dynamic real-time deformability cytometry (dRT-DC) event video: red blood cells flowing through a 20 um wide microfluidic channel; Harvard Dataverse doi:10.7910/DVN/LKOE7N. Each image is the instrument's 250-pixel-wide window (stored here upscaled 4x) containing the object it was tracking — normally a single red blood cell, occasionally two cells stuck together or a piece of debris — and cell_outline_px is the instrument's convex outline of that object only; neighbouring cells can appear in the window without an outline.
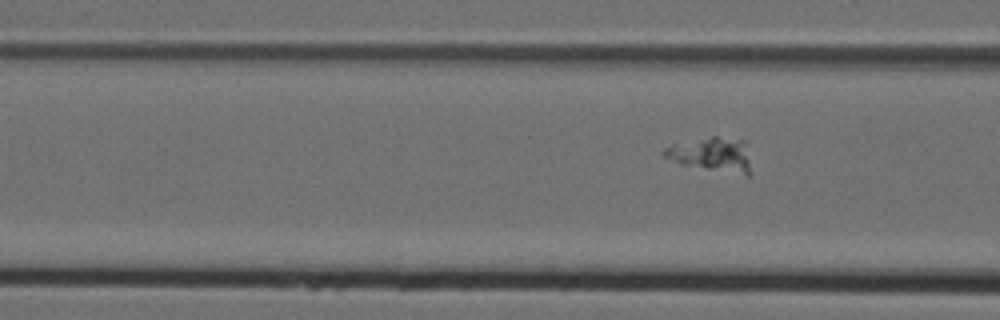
{"species": "Egyptian fruit bat (a non-hibernating species)", "species_latin": "Rousettus aegyptiacus", "temperature_condition": "cold", "stored_images_in_passage": 6, "camera_frame_rate_fps": 3000, "um_per_image_px": 0.085, "animal": {"sex": "female"}, "frame": {"image": 1, "passage_image": 6, "time_ms": 1.667, "image_size_px": [1000, 320], "cell_outline_px": [[752, 172], [748, 176], [680, 164], [664, 156], [660, 152], [664, 148], [712, 136], [716, 136], [744, 140]], "centroid_in_image_um": [60.56, 13.16], "position_along_channel_um": 106.0, "area_um2": 17.05}}